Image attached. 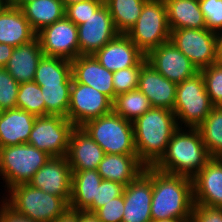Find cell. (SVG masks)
Listing matches in <instances>:
<instances>
[{
    "label": "cell",
    "instance_id": "17",
    "mask_svg": "<svg viewBox=\"0 0 222 222\" xmlns=\"http://www.w3.org/2000/svg\"><path fill=\"white\" fill-rule=\"evenodd\" d=\"M93 56L110 72L138 66L146 55L123 33H119Z\"/></svg>",
    "mask_w": 222,
    "mask_h": 222
},
{
    "label": "cell",
    "instance_id": "39",
    "mask_svg": "<svg viewBox=\"0 0 222 222\" xmlns=\"http://www.w3.org/2000/svg\"><path fill=\"white\" fill-rule=\"evenodd\" d=\"M124 187V185L118 182L102 179L97 188L96 198L93 200V213L110 200L121 196L123 194Z\"/></svg>",
    "mask_w": 222,
    "mask_h": 222
},
{
    "label": "cell",
    "instance_id": "43",
    "mask_svg": "<svg viewBox=\"0 0 222 222\" xmlns=\"http://www.w3.org/2000/svg\"><path fill=\"white\" fill-rule=\"evenodd\" d=\"M0 222H36L29 220L10 209L2 200H0Z\"/></svg>",
    "mask_w": 222,
    "mask_h": 222
},
{
    "label": "cell",
    "instance_id": "32",
    "mask_svg": "<svg viewBox=\"0 0 222 222\" xmlns=\"http://www.w3.org/2000/svg\"><path fill=\"white\" fill-rule=\"evenodd\" d=\"M150 108L151 102L138 88L117 95L113 101V112L130 122H134Z\"/></svg>",
    "mask_w": 222,
    "mask_h": 222
},
{
    "label": "cell",
    "instance_id": "15",
    "mask_svg": "<svg viewBox=\"0 0 222 222\" xmlns=\"http://www.w3.org/2000/svg\"><path fill=\"white\" fill-rule=\"evenodd\" d=\"M146 59L166 79L175 83L183 82L199 71L171 40L152 49Z\"/></svg>",
    "mask_w": 222,
    "mask_h": 222
},
{
    "label": "cell",
    "instance_id": "35",
    "mask_svg": "<svg viewBox=\"0 0 222 222\" xmlns=\"http://www.w3.org/2000/svg\"><path fill=\"white\" fill-rule=\"evenodd\" d=\"M200 71L211 103L222 106V61L218 60Z\"/></svg>",
    "mask_w": 222,
    "mask_h": 222
},
{
    "label": "cell",
    "instance_id": "28",
    "mask_svg": "<svg viewBox=\"0 0 222 222\" xmlns=\"http://www.w3.org/2000/svg\"><path fill=\"white\" fill-rule=\"evenodd\" d=\"M20 9L36 33L65 16L62 0H31Z\"/></svg>",
    "mask_w": 222,
    "mask_h": 222
},
{
    "label": "cell",
    "instance_id": "31",
    "mask_svg": "<svg viewBox=\"0 0 222 222\" xmlns=\"http://www.w3.org/2000/svg\"><path fill=\"white\" fill-rule=\"evenodd\" d=\"M197 129L211 158H222V106H214Z\"/></svg>",
    "mask_w": 222,
    "mask_h": 222
},
{
    "label": "cell",
    "instance_id": "18",
    "mask_svg": "<svg viewBox=\"0 0 222 222\" xmlns=\"http://www.w3.org/2000/svg\"><path fill=\"white\" fill-rule=\"evenodd\" d=\"M192 181L194 203L222 208V158H211Z\"/></svg>",
    "mask_w": 222,
    "mask_h": 222
},
{
    "label": "cell",
    "instance_id": "25",
    "mask_svg": "<svg viewBox=\"0 0 222 222\" xmlns=\"http://www.w3.org/2000/svg\"><path fill=\"white\" fill-rule=\"evenodd\" d=\"M36 35L20 8L8 5L0 13V43L17 47L31 42Z\"/></svg>",
    "mask_w": 222,
    "mask_h": 222
},
{
    "label": "cell",
    "instance_id": "47",
    "mask_svg": "<svg viewBox=\"0 0 222 222\" xmlns=\"http://www.w3.org/2000/svg\"><path fill=\"white\" fill-rule=\"evenodd\" d=\"M216 45H217V55L219 61H222V28L215 32Z\"/></svg>",
    "mask_w": 222,
    "mask_h": 222
},
{
    "label": "cell",
    "instance_id": "7",
    "mask_svg": "<svg viewBox=\"0 0 222 222\" xmlns=\"http://www.w3.org/2000/svg\"><path fill=\"white\" fill-rule=\"evenodd\" d=\"M51 156L29 143L0 148V176L6 191L28 183Z\"/></svg>",
    "mask_w": 222,
    "mask_h": 222
},
{
    "label": "cell",
    "instance_id": "6",
    "mask_svg": "<svg viewBox=\"0 0 222 222\" xmlns=\"http://www.w3.org/2000/svg\"><path fill=\"white\" fill-rule=\"evenodd\" d=\"M81 128L104 150L105 154L137 155L132 122L114 112L91 119Z\"/></svg>",
    "mask_w": 222,
    "mask_h": 222
},
{
    "label": "cell",
    "instance_id": "30",
    "mask_svg": "<svg viewBox=\"0 0 222 222\" xmlns=\"http://www.w3.org/2000/svg\"><path fill=\"white\" fill-rule=\"evenodd\" d=\"M147 0H104L119 33L126 34L137 22Z\"/></svg>",
    "mask_w": 222,
    "mask_h": 222
},
{
    "label": "cell",
    "instance_id": "9",
    "mask_svg": "<svg viewBox=\"0 0 222 222\" xmlns=\"http://www.w3.org/2000/svg\"><path fill=\"white\" fill-rule=\"evenodd\" d=\"M75 128L67 117H36L28 143L51 157L67 155L71 131Z\"/></svg>",
    "mask_w": 222,
    "mask_h": 222
},
{
    "label": "cell",
    "instance_id": "11",
    "mask_svg": "<svg viewBox=\"0 0 222 222\" xmlns=\"http://www.w3.org/2000/svg\"><path fill=\"white\" fill-rule=\"evenodd\" d=\"M113 112V101L89 85L72 80L67 119L75 127Z\"/></svg>",
    "mask_w": 222,
    "mask_h": 222
},
{
    "label": "cell",
    "instance_id": "38",
    "mask_svg": "<svg viewBox=\"0 0 222 222\" xmlns=\"http://www.w3.org/2000/svg\"><path fill=\"white\" fill-rule=\"evenodd\" d=\"M104 0H84L65 7V16L75 25L83 24L102 4Z\"/></svg>",
    "mask_w": 222,
    "mask_h": 222
},
{
    "label": "cell",
    "instance_id": "20",
    "mask_svg": "<svg viewBox=\"0 0 222 222\" xmlns=\"http://www.w3.org/2000/svg\"><path fill=\"white\" fill-rule=\"evenodd\" d=\"M104 155V150L81 127L71 131L66 158L72 171L97 170Z\"/></svg>",
    "mask_w": 222,
    "mask_h": 222
},
{
    "label": "cell",
    "instance_id": "12",
    "mask_svg": "<svg viewBox=\"0 0 222 222\" xmlns=\"http://www.w3.org/2000/svg\"><path fill=\"white\" fill-rule=\"evenodd\" d=\"M45 56L74 60L79 56L77 25L66 16L42 28L36 35Z\"/></svg>",
    "mask_w": 222,
    "mask_h": 222
},
{
    "label": "cell",
    "instance_id": "37",
    "mask_svg": "<svg viewBox=\"0 0 222 222\" xmlns=\"http://www.w3.org/2000/svg\"><path fill=\"white\" fill-rule=\"evenodd\" d=\"M19 83L5 67L0 68V111L17 108Z\"/></svg>",
    "mask_w": 222,
    "mask_h": 222
},
{
    "label": "cell",
    "instance_id": "13",
    "mask_svg": "<svg viewBox=\"0 0 222 222\" xmlns=\"http://www.w3.org/2000/svg\"><path fill=\"white\" fill-rule=\"evenodd\" d=\"M77 30L79 55H93L119 34L105 3L78 25Z\"/></svg>",
    "mask_w": 222,
    "mask_h": 222
},
{
    "label": "cell",
    "instance_id": "40",
    "mask_svg": "<svg viewBox=\"0 0 222 222\" xmlns=\"http://www.w3.org/2000/svg\"><path fill=\"white\" fill-rule=\"evenodd\" d=\"M206 28L213 32L222 28V0H199Z\"/></svg>",
    "mask_w": 222,
    "mask_h": 222
},
{
    "label": "cell",
    "instance_id": "8",
    "mask_svg": "<svg viewBox=\"0 0 222 222\" xmlns=\"http://www.w3.org/2000/svg\"><path fill=\"white\" fill-rule=\"evenodd\" d=\"M170 34L164 0H147L137 22L126 33L145 55L169 41Z\"/></svg>",
    "mask_w": 222,
    "mask_h": 222
},
{
    "label": "cell",
    "instance_id": "29",
    "mask_svg": "<svg viewBox=\"0 0 222 222\" xmlns=\"http://www.w3.org/2000/svg\"><path fill=\"white\" fill-rule=\"evenodd\" d=\"M71 61L43 55L40 59L34 82L38 85L72 84Z\"/></svg>",
    "mask_w": 222,
    "mask_h": 222
},
{
    "label": "cell",
    "instance_id": "1",
    "mask_svg": "<svg viewBox=\"0 0 222 222\" xmlns=\"http://www.w3.org/2000/svg\"><path fill=\"white\" fill-rule=\"evenodd\" d=\"M132 124L137 156L146 167H153L179 128L175 114L166 108L152 107Z\"/></svg>",
    "mask_w": 222,
    "mask_h": 222
},
{
    "label": "cell",
    "instance_id": "10",
    "mask_svg": "<svg viewBox=\"0 0 222 222\" xmlns=\"http://www.w3.org/2000/svg\"><path fill=\"white\" fill-rule=\"evenodd\" d=\"M170 40L199 71L219 60L215 32L207 28L175 29Z\"/></svg>",
    "mask_w": 222,
    "mask_h": 222
},
{
    "label": "cell",
    "instance_id": "42",
    "mask_svg": "<svg viewBox=\"0 0 222 222\" xmlns=\"http://www.w3.org/2000/svg\"><path fill=\"white\" fill-rule=\"evenodd\" d=\"M190 222H222V208L194 203Z\"/></svg>",
    "mask_w": 222,
    "mask_h": 222
},
{
    "label": "cell",
    "instance_id": "33",
    "mask_svg": "<svg viewBox=\"0 0 222 222\" xmlns=\"http://www.w3.org/2000/svg\"><path fill=\"white\" fill-rule=\"evenodd\" d=\"M45 102V116L67 117L71 84L40 85Z\"/></svg>",
    "mask_w": 222,
    "mask_h": 222
},
{
    "label": "cell",
    "instance_id": "21",
    "mask_svg": "<svg viewBox=\"0 0 222 222\" xmlns=\"http://www.w3.org/2000/svg\"><path fill=\"white\" fill-rule=\"evenodd\" d=\"M72 78L115 100L113 72L103 67L93 55H79L71 61Z\"/></svg>",
    "mask_w": 222,
    "mask_h": 222
},
{
    "label": "cell",
    "instance_id": "19",
    "mask_svg": "<svg viewBox=\"0 0 222 222\" xmlns=\"http://www.w3.org/2000/svg\"><path fill=\"white\" fill-rule=\"evenodd\" d=\"M177 83L166 79L146 62L139 73L138 89L149 99L152 107L173 111Z\"/></svg>",
    "mask_w": 222,
    "mask_h": 222
},
{
    "label": "cell",
    "instance_id": "44",
    "mask_svg": "<svg viewBox=\"0 0 222 222\" xmlns=\"http://www.w3.org/2000/svg\"><path fill=\"white\" fill-rule=\"evenodd\" d=\"M14 47L8 44L0 43V68L5 67L12 55Z\"/></svg>",
    "mask_w": 222,
    "mask_h": 222
},
{
    "label": "cell",
    "instance_id": "4",
    "mask_svg": "<svg viewBox=\"0 0 222 222\" xmlns=\"http://www.w3.org/2000/svg\"><path fill=\"white\" fill-rule=\"evenodd\" d=\"M2 201L14 212L36 222H54L68 208L61 197L22 183L9 188Z\"/></svg>",
    "mask_w": 222,
    "mask_h": 222
},
{
    "label": "cell",
    "instance_id": "36",
    "mask_svg": "<svg viewBox=\"0 0 222 222\" xmlns=\"http://www.w3.org/2000/svg\"><path fill=\"white\" fill-rule=\"evenodd\" d=\"M147 62L145 58L138 66L127 67L113 72V88L115 98L117 95L126 93L138 88L139 73L141 67Z\"/></svg>",
    "mask_w": 222,
    "mask_h": 222
},
{
    "label": "cell",
    "instance_id": "34",
    "mask_svg": "<svg viewBox=\"0 0 222 222\" xmlns=\"http://www.w3.org/2000/svg\"><path fill=\"white\" fill-rule=\"evenodd\" d=\"M40 85L34 81L19 84L17 108L37 117L45 116V102Z\"/></svg>",
    "mask_w": 222,
    "mask_h": 222
},
{
    "label": "cell",
    "instance_id": "27",
    "mask_svg": "<svg viewBox=\"0 0 222 222\" xmlns=\"http://www.w3.org/2000/svg\"><path fill=\"white\" fill-rule=\"evenodd\" d=\"M170 30L205 29L206 21L198 0H164Z\"/></svg>",
    "mask_w": 222,
    "mask_h": 222
},
{
    "label": "cell",
    "instance_id": "26",
    "mask_svg": "<svg viewBox=\"0 0 222 222\" xmlns=\"http://www.w3.org/2000/svg\"><path fill=\"white\" fill-rule=\"evenodd\" d=\"M101 181L98 170L72 171L69 208L93 213V200Z\"/></svg>",
    "mask_w": 222,
    "mask_h": 222
},
{
    "label": "cell",
    "instance_id": "16",
    "mask_svg": "<svg viewBox=\"0 0 222 222\" xmlns=\"http://www.w3.org/2000/svg\"><path fill=\"white\" fill-rule=\"evenodd\" d=\"M72 170L66 156L51 157L28 182L32 187L63 198H71Z\"/></svg>",
    "mask_w": 222,
    "mask_h": 222
},
{
    "label": "cell",
    "instance_id": "41",
    "mask_svg": "<svg viewBox=\"0 0 222 222\" xmlns=\"http://www.w3.org/2000/svg\"><path fill=\"white\" fill-rule=\"evenodd\" d=\"M94 214L101 222H122L124 215L123 194L104 204Z\"/></svg>",
    "mask_w": 222,
    "mask_h": 222
},
{
    "label": "cell",
    "instance_id": "22",
    "mask_svg": "<svg viewBox=\"0 0 222 222\" xmlns=\"http://www.w3.org/2000/svg\"><path fill=\"white\" fill-rule=\"evenodd\" d=\"M36 117L18 108L0 111V148L28 143Z\"/></svg>",
    "mask_w": 222,
    "mask_h": 222
},
{
    "label": "cell",
    "instance_id": "50",
    "mask_svg": "<svg viewBox=\"0 0 222 222\" xmlns=\"http://www.w3.org/2000/svg\"><path fill=\"white\" fill-rule=\"evenodd\" d=\"M8 6V0H0V13Z\"/></svg>",
    "mask_w": 222,
    "mask_h": 222
},
{
    "label": "cell",
    "instance_id": "49",
    "mask_svg": "<svg viewBox=\"0 0 222 222\" xmlns=\"http://www.w3.org/2000/svg\"><path fill=\"white\" fill-rule=\"evenodd\" d=\"M152 222H186V221L183 219L168 218V219L156 220Z\"/></svg>",
    "mask_w": 222,
    "mask_h": 222
},
{
    "label": "cell",
    "instance_id": "2",
    "mask_svg": "<svg viewBox=\"0 0 222 222\" xmlns=\"http://www.w3.org/2000/svg\"><path fill=\"white\" fill-rule=\"evenodd\" d=\"M193 204L191 178L163 173L152 167V221L175 218L190 222Z\"/></svg>",
    "mask_w": 222,
    "mask_h": 222
},
{
    "label": "cell",
    "instance_id": "45",
    "mask_svg": "<svg viewBox=\"0 0 222 222\" xmlns=\"http://www.w3.org/2000/svg\"><path fill=\"white\" fill-rule=\"evenodd\" d=\"M54 222H79V211L68 208Z\"/></svg>",
    "mask_w": 222,
    "mask_h": 222
},
{
    "label": "cell",
    "instance_id": "24",
    "mask_svg": "<svg viewBox=\"0 0 222 222\" xmlns=\"http://www.w3.org/2000/svg\"><path fill=\"white\" fill-rule=\"evenodd\" d=\"M145 167L137 155L105 154L97 170L102 179L126 186L144 172Z\"/></svg>",
    "mask_w": 222,
    "mask_h": 222
},
{
    "label": "cell",
    "instance_id": "48",
    "mask_svg": "<svg viewBox=\"0 0 222 222\" xmlns=\"http://www.w3.org/2000/svg\"><path fill=\"white\" fill-rule=\"evenodd\" d=\"M31 0H8V5L16 8H20L23 4Z\"/></svg>",
    "mask_w": 222,
    "mask_h": 222
},
{
    "label": "cell",
    "instance_id": "5",
    "mask_svg": "<svg viewBox=\"0 0 222 222\" xmlns=\"http://www.w3.org/2000/svg\"><path fill=\"white\" fill-rule=\"evenodd\" d=\"M213 107L201 71L177 83L173 112L178 127L198 128Z\"/></svg>",
    "mask_w": 222,
    "mask_h": 222
},
{
    "label": "cell",
    "instance_id": "23",
    "mask_svg": "<svg viewBox=\"0 0 222 222\" xmlns=\"http://www.w3.org/2000/svg\"><path fill=\"white\" fill-rule=\"evenodd\" d=\"M43 55L36 37L29 43L14 47L5 68L19 84L34 81L38 63Z\"/></svg>",
    "mask_w": 222,
    "mask_h": 222
},
{
    "label": "cell",
    "instance_id": "51",
    "mask_svg": "<svg viewBox=\"0 0 222 222\" xmlns=\"http://www.w3.org/2000/svg\"><path fill=\"white\" fill-rule=\"evenodd\" d=\"M62 1H63V4H64V7H66L67 5H70L72 3L79 2V1H84V0H62Z\"/></svg>",
    "mask_w": 222,
    "mask_h": 222
},
{
    "label": "cell",
    "instance_id": "46",
    "mask_svg": "<svg viewBox=\"0 0 222 222\" xmlns=\"http://www.w3.org/2000/svg\"><path fill=\"white\" fill-rule=\"evenodd\" d=\"M79 222H101L94 213L79 211Z\"/></svg>",
    "mask_w": 222,
    "mask_h": 222
},
{
    "label": "cell",
    "instance_id": "3",
    "mask_svg": "<svg viewBox=\"0 0 222 222\" xmlns=\"http://www.w3.org/2000/svg\"><path fill=\"white\" fill-rule=\"evenodd\" d=\"M211 159L197 128L179 127L153 166L163 173L193 178Z\"/></svg>",
    "mask_w": 222,
    "mask_h": 222
},
{
    "label": "cell",
    "instance_id": "14",
    "mask_svg": "<svg viewBox=\"0 0 222 222\" xmlns=\"http://www.w3.org/2000/svg\"><path fill=\"white\" fill-rule=\"evenodd\" d=\"M122 222H152V167H145L135 180L124 187Z\"/></svg>",
    "mask_w": 222,
    "mask_h": 222
}]
</instances>
